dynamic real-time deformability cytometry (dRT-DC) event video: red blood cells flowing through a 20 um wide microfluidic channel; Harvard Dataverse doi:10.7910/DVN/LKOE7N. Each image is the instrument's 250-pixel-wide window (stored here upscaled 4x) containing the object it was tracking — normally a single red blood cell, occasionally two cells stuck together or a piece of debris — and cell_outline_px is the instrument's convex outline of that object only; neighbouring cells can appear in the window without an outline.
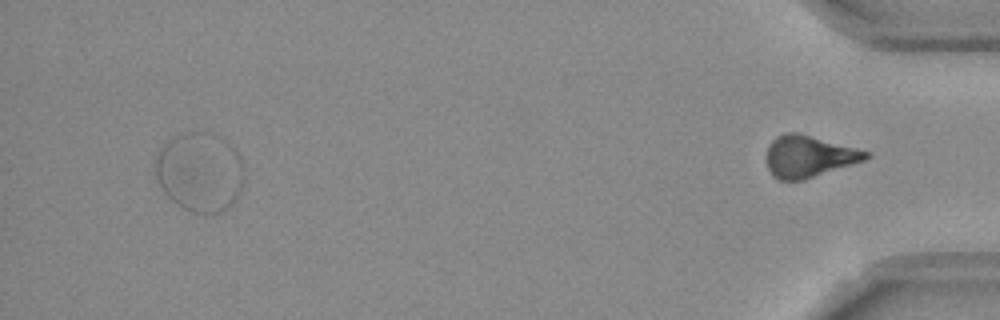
{"species": "Egyptian fruit bat (a non-hibernating species)", "species_latin": "Rousettus aegyptiacus", "temperature_condition": "room temperature", "stored_images_in_passage": 46, "segment_of_instrument_passage": [2, 2], "camera_frame_rate_fps": 3000, "um_per_image_px": 0.085, "frame": {"image": 1, "passage_image": 46, "time_ms": 15.0, "image_size_px": [1000, 320], "cell_outline_px": [[872, 156], [864, 160], [804, 180], [780, 180], [772, 176], [768, 168], [768, 144], [776, 136], [784, 132], [796, 132], [856, 148], [868, 152]], "centroid_in_image_um": [68.72, 13.29], "position_along_channel_um": 366.5, "area_um2": 23.87}}